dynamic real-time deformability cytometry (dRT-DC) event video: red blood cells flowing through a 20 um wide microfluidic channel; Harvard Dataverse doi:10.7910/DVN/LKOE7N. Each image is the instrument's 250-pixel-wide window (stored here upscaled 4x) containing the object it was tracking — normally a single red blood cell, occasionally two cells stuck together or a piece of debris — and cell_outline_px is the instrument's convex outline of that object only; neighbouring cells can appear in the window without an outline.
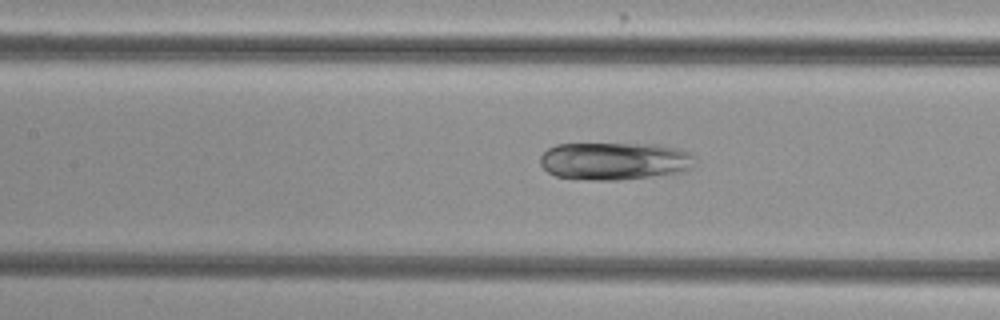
{"species": "common noctule bat (a hibernating species)", "species_latin": "Nyctalus noctula", "temperature_condition": "cold", "stored_images_in_passage": 23, "camera_frame_rate_fps": 3000, "um_per_image_px": 0.085, "animal": {"sex": "female", "body_mass_g": 29.2, "forearm_length_mm": 56.3}, "frame": {"image": 1, "passage_image": 14, "time_ms": 4.333, "image_size_px": [1000, 320], "cell_outline_px": [[696, 164], [680, 172], [620, 180], [588, 180], [556, 176], [548, 172], [540, 164], [540, 156], [548, 148], [556, 144], [656, 144], [680, 148], [688, 152], [696, 160]], "centroid_in_image_um": [52.22, 13.68], "position_along_channel_um": 155.2, "area_um2": 33.99}}